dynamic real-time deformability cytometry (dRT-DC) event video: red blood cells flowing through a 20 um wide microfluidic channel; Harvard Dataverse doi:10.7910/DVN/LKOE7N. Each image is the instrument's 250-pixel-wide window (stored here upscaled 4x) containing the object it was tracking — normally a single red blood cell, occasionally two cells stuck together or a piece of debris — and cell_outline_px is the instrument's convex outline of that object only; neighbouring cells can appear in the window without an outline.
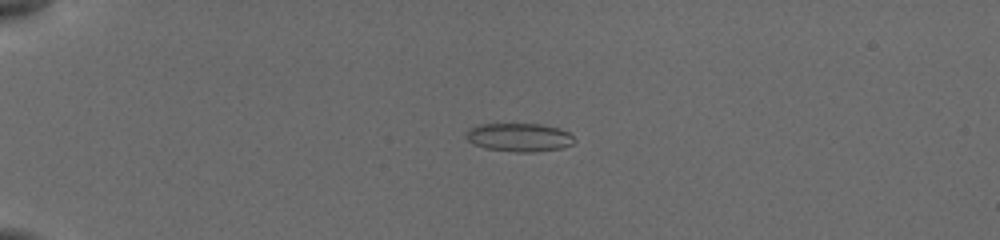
{"species": "common noctule bat (a hibernating species)", "species_latin": "Nyctalus noctula", "temperature_condition": "cold", "stored_images_in_passage": 47, "camera_frame_rate_fps": 3000, "um_per_image_px": 0.085, "animal": {"sex": "female", "body_mass_g": 19.5, "forearm_length_mm": 54.1}, "frame": {"image": 1, "passage_image": 3, "time_ms": 0.667, "image_size_px": [1000, 240], "cell_outline_px": [[576, 140], [572, 144], [564, 148], [536, 152], [516, 152], [484, 148], [472, 144], [468, 140], [464, 132], [468, 128], [480, 124], [540, 124], [560, 128], [568, 132]], "centroid_in_image_um": [44.12, 11.68], "position_along_channel_um": 40.9, "area_um2": 18.21}}
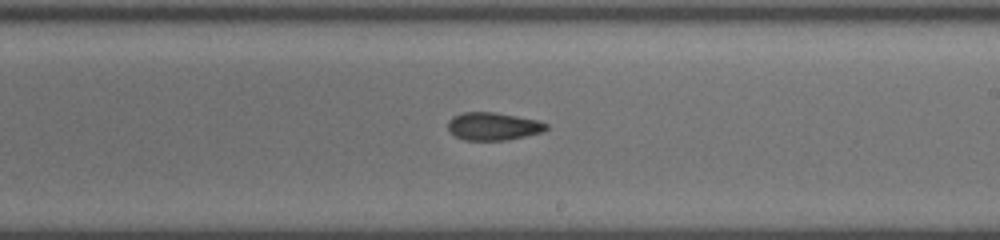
{"frame": {"image": 2, "passage_image": 29, "time_ms": 7.333, "image_size_px": [1000, 240], "cell_outline_px": [[548, 128], [544, 132], [508, 140], [464, 140], [448, 132], [448, 120], [452, 116], [464, 112], [496, 112], [540, 120], [548, 124]], "centroid_in_image_um": [41.94, 10.73], "position_along_channel_um": 247.1, "area_um2": 16.24}}
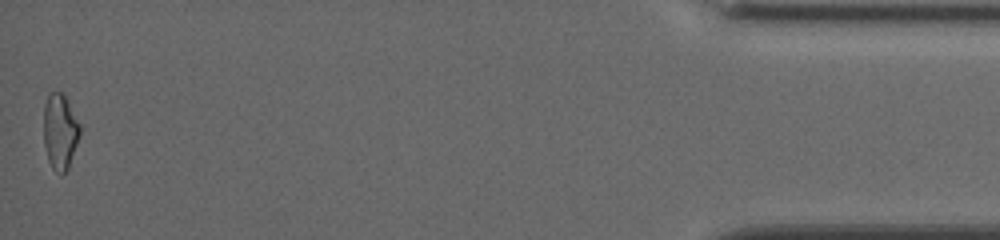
{"frame": {"image": 3, "passage_image": 47, "time_ms": 14.0, "image_size_px": [1000, 240], "cell_outline_px": [[80, 132], [68, 168], [60, 176], [52, 168], [48, 160], [44, 144], [44, 104], [48, 92], [60, 92], [64, 96], [80, 124]], "centroid_in_image_um": [5.08, 11.19], "position_along_channel_um": 430.1, "area_um2": 15.78}, "authors_computed_cell_mechanics": {"area_um2": 16.3574, "velocity_mm_per_s": 3.8883, "shape_relaxation_time_tau1_ms": 4.8228, "shape_relaxation_time_tau2_ms": 4.2483, "deformation_change_tau1": 0.1118, "deformation_change_tau2": 0.1268}}